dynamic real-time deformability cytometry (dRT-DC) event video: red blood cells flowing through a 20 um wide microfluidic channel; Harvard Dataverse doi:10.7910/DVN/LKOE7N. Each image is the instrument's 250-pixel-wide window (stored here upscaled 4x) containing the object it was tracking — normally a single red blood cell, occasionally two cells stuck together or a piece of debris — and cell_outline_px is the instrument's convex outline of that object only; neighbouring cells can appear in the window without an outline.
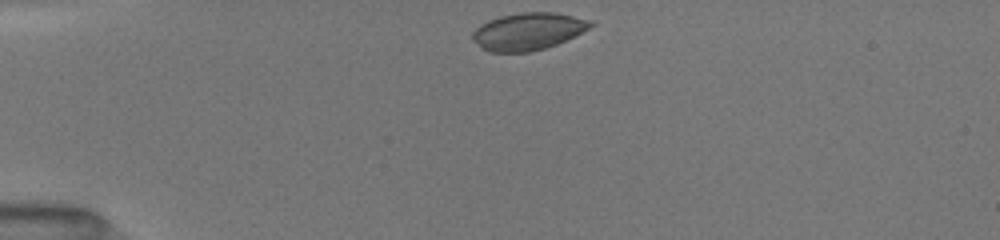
{"species": "common noctule bat (a hibernating species)", "species_latin": "Nyctalus noctula", "temperature_condition": "room temperature", "stored_images_in_passage": 51, "camera_frame_rate_fps": 3000, "um_per_image_px": 0.085, "animal": {"sex": "female", "body_mass_g": 19.5, "forearm_length_mm": 54.1}, "frame": {"image": 1, "passage_image": 1, "time_ms": 0.0, "image_size_px": [1000, 240], "cell_outline_px": [[596, 24], [556, 44], [544, 48], [528, 52], [488, 52], [480, 48], [472, 40], [472, 32], [480, 24], [488, 20], [500, 16], [520, 12], [556, 12], [592, 20]], "centroid_in_image_um": [44.83, 2.66], "position_along_channel_um": 40.2, "area_um2": 25.66}}
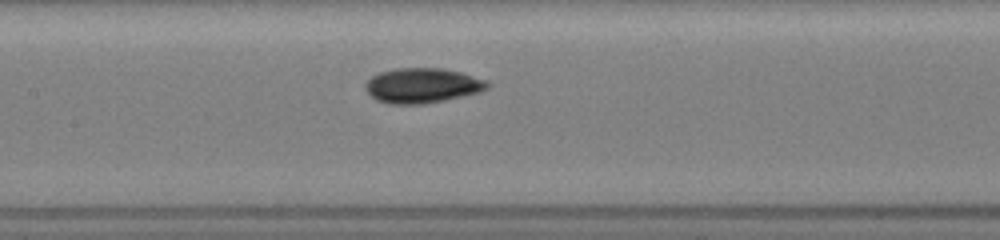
{"frame": {"image": 2, "passage_image": 19, "time_ms": 4.333, "image_size_px": [1000, 240], "cell_outline_px": [[492, 84], [488, 88], [480, 92], [444, 100], [424, 104], [388, 104], [376, 100], [364, 88], [364, 84], [372, 76], [380, 72], [396, 68], [444, 68], [460, 72], [488, 80]], "centroid_in_image_um": [35.91, 7.27], "position_along_channel_um": 171.5, "area_um2": 25.03}}
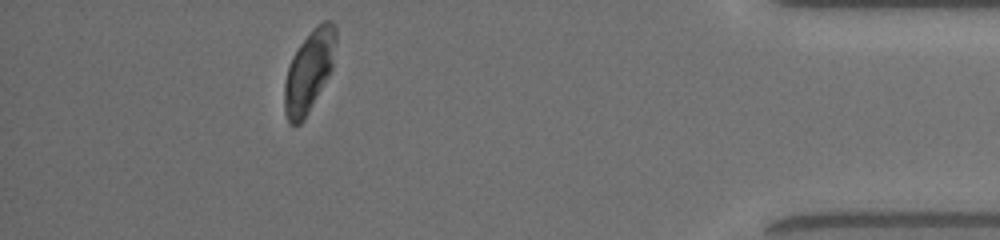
{"frame": {"image": 3, "passage_image": 47, "time_ms": 11.333, "image_size_px": [1000, 240], "cell_outline_px": [[336, 44], [332, 68], [328, 76], [304, 120], [300, 124], [288, 124], [284, 112], [284, 84], [288, 68], [292, 56], [300, 44], [324, 20], [332, 20], [336, 28]], "centroid_in_image_um": [26.26, 6.09], "position_along_channel_um": 408.9, "area_um2": 24.1}, "authors_computed_cell_mechanics": {"area_um2": 24.3916, "velocity_mm_per_s": 4.0231, "shape_relaxation_time_tau1_ms": 3.3375, "shape_relaxation_time_tau2_ms": 1.426, "deformation_change_tau1": 0.1461, "deformation_change_tau2": 0.0351}}